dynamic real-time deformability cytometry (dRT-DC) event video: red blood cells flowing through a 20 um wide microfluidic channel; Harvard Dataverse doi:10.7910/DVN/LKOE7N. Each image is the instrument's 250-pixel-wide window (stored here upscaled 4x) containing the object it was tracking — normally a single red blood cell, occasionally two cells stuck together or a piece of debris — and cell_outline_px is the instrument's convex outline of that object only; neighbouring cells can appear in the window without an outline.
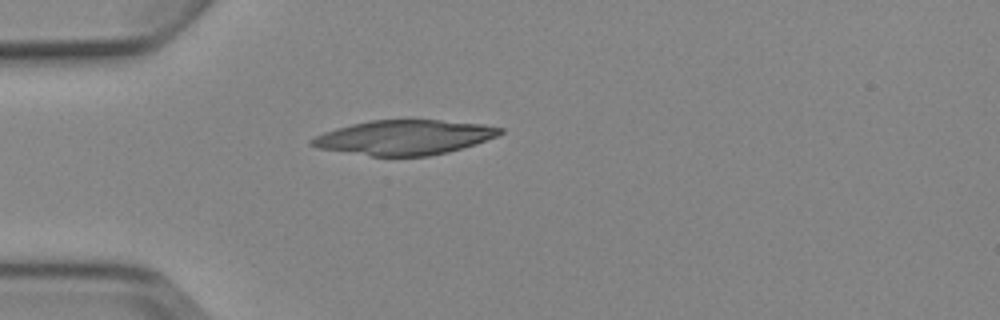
{"species": "Egyptian fruit bat (a non-hibernating species)", "species_latin": "Rousettus aegyptiacus", "temperature_condition": "cold", "stored_images_in_passage": 4, "camera_frame_rate_fps": 3000, "um_per_image_px": 0.085, "animal": {"sex": "female"}, "frame": {"image": 1, "passage_image": 4, "time_ms": 3.667, "image_size_px": [1000, 320], "cell_outline_px": [[504, 132], [496, 136], [476, 144], [448, 152], [428, 156], [372, 156], [316, 148], [308, 144], [308, 140], [324, 132], [336, 128], [352, 124], [372, 120], [440, 120], [484, 124], [504, 128]], "centroid_in_image_um": [34.36, 11.68], "position_along_channel_um": 50.6, "area_um2": 38.09}}